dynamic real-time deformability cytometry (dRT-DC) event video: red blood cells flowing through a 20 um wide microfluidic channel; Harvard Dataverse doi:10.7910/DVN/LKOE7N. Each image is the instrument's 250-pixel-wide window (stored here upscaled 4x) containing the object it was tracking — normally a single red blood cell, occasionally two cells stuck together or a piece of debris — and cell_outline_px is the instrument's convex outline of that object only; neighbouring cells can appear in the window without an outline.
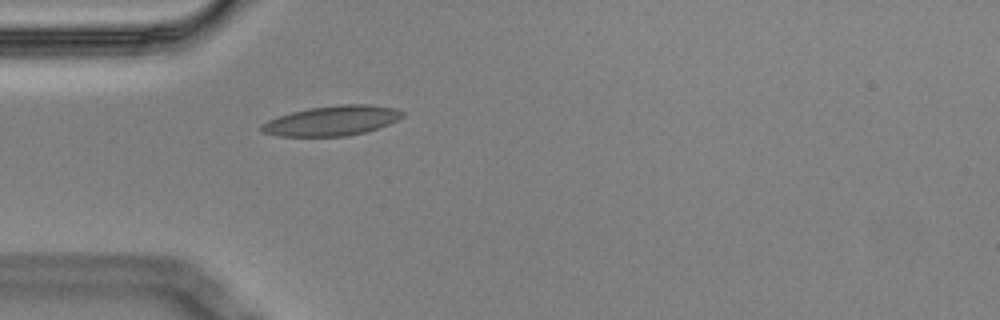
{"species": "Egyptian fruit bat (a non-hibernating species)", "species_latin": "Rousettus aegyptiacus", "temperature_condition": "cold", "stored_images_in_passage": 1, "camera_frame_rate_fps": 3000, "um_per_image_px": 0.085, "animal": {"sex": "male"}, "frame": {"image": 1, "passage_image": 1, "time_ms": 0.0, "image_size_px": [1000, 320], "cell_outline_px": [[404, 116], [388, 124], [364, 132], [348, 136], [276, 136], [264, 132], [260, 128], [260, 124], [268, 120], [292, 112], [308, 108], [340, 104], [372, 104], [396, 108], [404, 112]], "centroid_in_image_um": [28.22, 10.25], "position_along_channel_um": 56.8, "area_um2": 24.51}}